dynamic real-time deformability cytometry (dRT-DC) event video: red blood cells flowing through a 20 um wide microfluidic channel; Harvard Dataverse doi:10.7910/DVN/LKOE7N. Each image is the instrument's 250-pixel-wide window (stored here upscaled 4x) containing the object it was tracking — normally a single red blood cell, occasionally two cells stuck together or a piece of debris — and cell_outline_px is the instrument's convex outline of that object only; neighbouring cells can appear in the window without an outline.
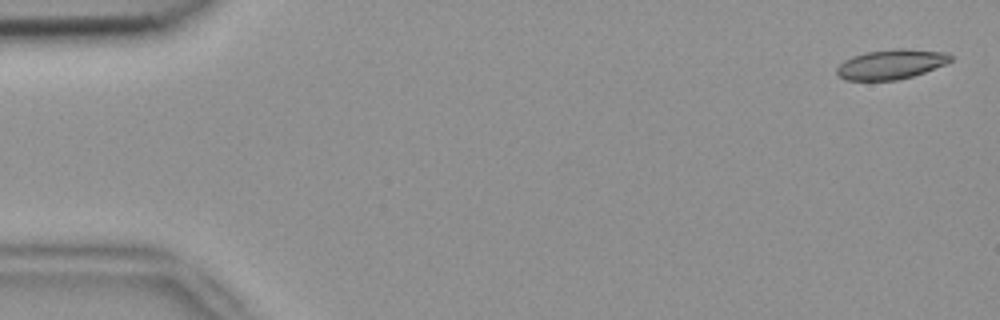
{"species": "common noctule bat (a hibernating species)", "species_latin": "Nyctalus noctula", "temperature_condition": "room temperature", "stored_images_in_passage": 4, "camera_frame_rate_fps": 3000, "um_per_image_px": 0.085, "animal": {"sex": "female", "body_mass_g": 18.4}, "frame": {"image": 1, "passage_image": 1, "time_ms": 0.0, "image_size_px": [1000, 320], "cell_outline_px": [[952, 60], [944, 64], [924, 72], [912, 76], [896, 80], [844, 80], [836, 72], [836, 68], [844, 60], [852, 56], [864, 52], [896, 48], [904, 48], [948, 52], [952, 56]], "centroid_in_image_um": [75.73, 5.45], "position_along_channel_um": 9.3, "area_um2": 19.77}}
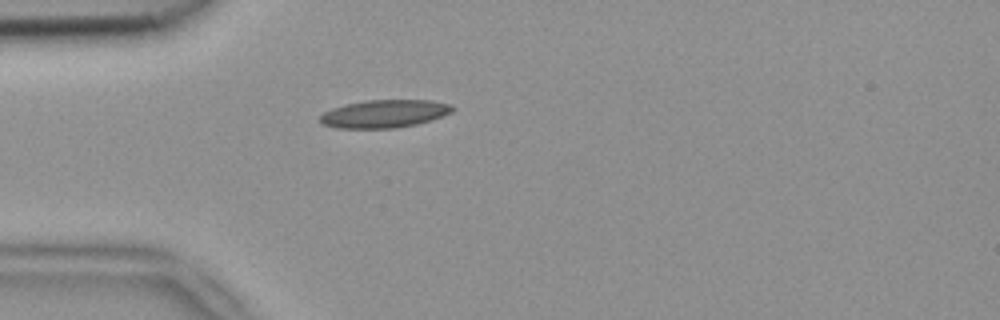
{"frame": {"image": 2, "passage_image": 4, "time_ms": 1.0, "image_size_px": [1000, 320], "cell_outline_px": [[456, 108], [452, 112], [432, 120], [416, 124], [396, 128], [336, 128], [320, 124], [320, 116], [324, 112], [332, 108], [344, 104], [368, 100], [432, 100], [452, 104]], "centroid_in_image_um": [32.69, 9.66], "position_along_channel_um": 52.3, "area_um2": 21.73}}